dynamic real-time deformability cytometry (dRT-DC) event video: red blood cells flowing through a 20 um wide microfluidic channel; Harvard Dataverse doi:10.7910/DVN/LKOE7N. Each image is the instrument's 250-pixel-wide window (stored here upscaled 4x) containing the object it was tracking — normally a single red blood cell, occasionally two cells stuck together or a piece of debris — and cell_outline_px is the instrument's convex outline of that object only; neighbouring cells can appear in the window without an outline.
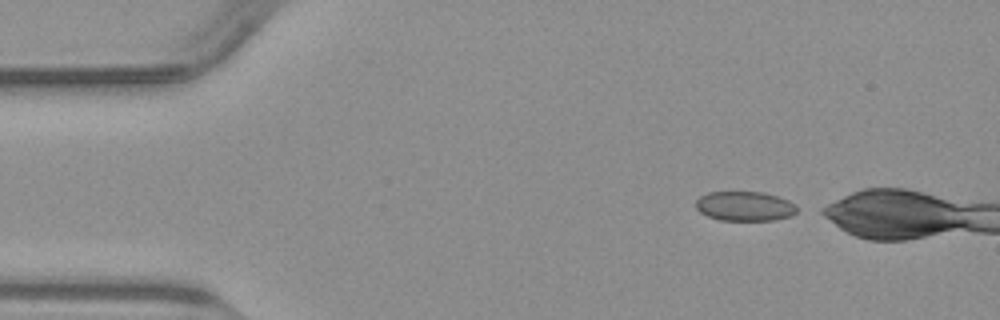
{"species": "common noctule bat (a hibernating species)", "species_latin": "Nyctalus noctula", "temperature_condition": "warm", "stored_images_in_passage": 5, "camera_frame_rate_fps": 3000, "um_per_image_px": 0.085, "animal": {"sex": "male", "body_mass_g": 23.1, "forearm_length_mm": 52.7}, "frame": {"image": 1, "passage_image": 1, "time_ms": 0.0, "image_size_px": [1000, 320], "cell_outline_px": [[796, 212], [792, 216], [776, 220], [720, 220], [708, 216], [700, 212], [696, 208], [696, 200], [700, 196], [708, 192], [764, 192], [788, 200], [796, 204]], "centroid_in_image_um": [63.31, 17.52], "position_along_channel_um": 21.7, "area_um2": 17.46}}